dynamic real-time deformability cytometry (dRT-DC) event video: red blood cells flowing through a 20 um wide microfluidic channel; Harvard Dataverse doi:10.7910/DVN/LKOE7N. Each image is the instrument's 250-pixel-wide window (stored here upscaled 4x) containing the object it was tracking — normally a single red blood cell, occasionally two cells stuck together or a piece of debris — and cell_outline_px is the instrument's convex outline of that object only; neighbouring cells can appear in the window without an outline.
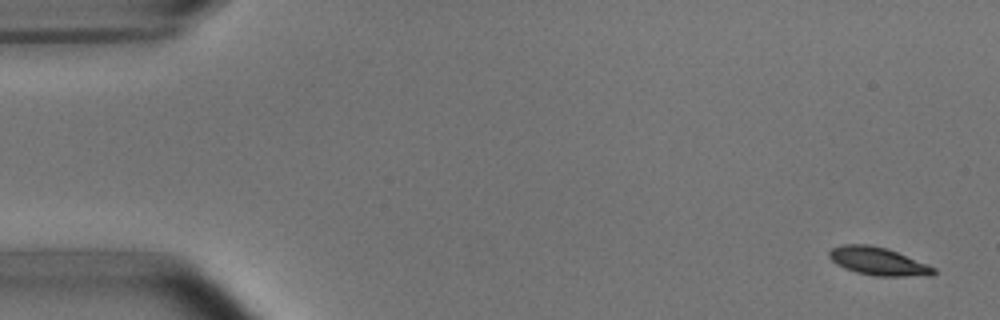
{"species": "common noctule bat (a hibernating species)", "species_latin": "Nyctalus noctula", "temperature_condition": "room temperature", "stored_images_in_passage": 2, "camera_frame_rate_fps": 3000, "um_per_image_px": 0.085, "animal": {"sex": "male", "body_mass_g": 15.6}, "frame": {"image": 1, "passage_image": 1, "time_ms": 0.0, "image_size_px": [1000, 320], "cell_outline_px": [[936, 272], [932, 276], [872, 276], [856, 272], [844, 268], [836, 264], [828, 256], [828, 252], [832, 248], [844, 244], [868, 244], [884, 248], [896, 252], [928, 264], [936, 268]], "centroid_in_image_um": [74.64, 22.22], "position_along_channel_um": 10.4, "area_um2": 17.05}}